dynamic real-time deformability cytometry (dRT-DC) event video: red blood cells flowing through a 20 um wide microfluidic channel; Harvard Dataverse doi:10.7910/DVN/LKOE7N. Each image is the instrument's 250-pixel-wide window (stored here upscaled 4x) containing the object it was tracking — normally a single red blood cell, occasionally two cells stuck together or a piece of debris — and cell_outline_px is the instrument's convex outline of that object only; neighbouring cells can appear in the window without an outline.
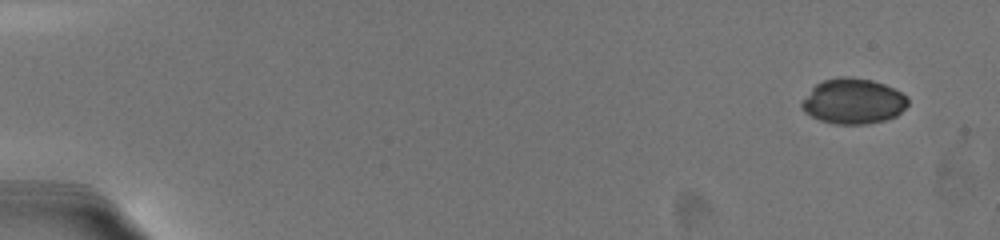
{"species": "common noctule bat (a hibernating species)", "species_latin": "Nyctalus noctula", "temperature_condition": "warm", "stored_images_in_passage": 34, "camera_frame_rate_fps": 3000, "um_per_image_px": 0.085, "animal": {"sex": "female", "body_mass_g": 19.5, "forearm_length_mm": 54.1}, "frame": {"image": 1, "passage_image": 1, "time_ms": 0.0, "image_size_px": [1000, 240], "cell_outline_px": [[908, 104], [896, 116], [884, 120], [864, 124], [836, 124], [820, 120], [804, 112], [800, 104], [812, 88], [816, 84], [824, 80], [840, 76], [848, 76], [872, 80], [884, 84], [908, 96]], "centroid_in_image_um": [72.52, 8.6], "position_along_channel_um": 12.5, "area_um2": 27.92}}
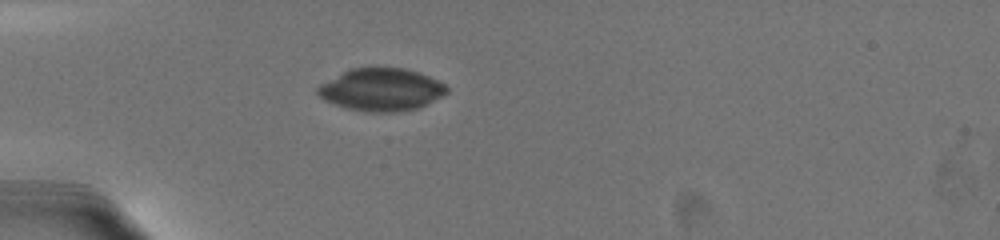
{"frame": {"image": 2, "passage_image": 16, "time_ms": 5.0, "image_size_px": [1000, 240], "cell_outline_px": [[448, 92], [416, 108], [396, 112], [364, 112], [344, 108], [324, 100], [316, 92], [316, 88], [320, 84], [352, 68], [372, 64], [376, 64], [404, 68], [428, 76], [444, 84], [448, 88]], "centroid_in_image_um": [32.35, 7.58], "position_along_channel_um": 52.6, "area_um2": 32.37}}